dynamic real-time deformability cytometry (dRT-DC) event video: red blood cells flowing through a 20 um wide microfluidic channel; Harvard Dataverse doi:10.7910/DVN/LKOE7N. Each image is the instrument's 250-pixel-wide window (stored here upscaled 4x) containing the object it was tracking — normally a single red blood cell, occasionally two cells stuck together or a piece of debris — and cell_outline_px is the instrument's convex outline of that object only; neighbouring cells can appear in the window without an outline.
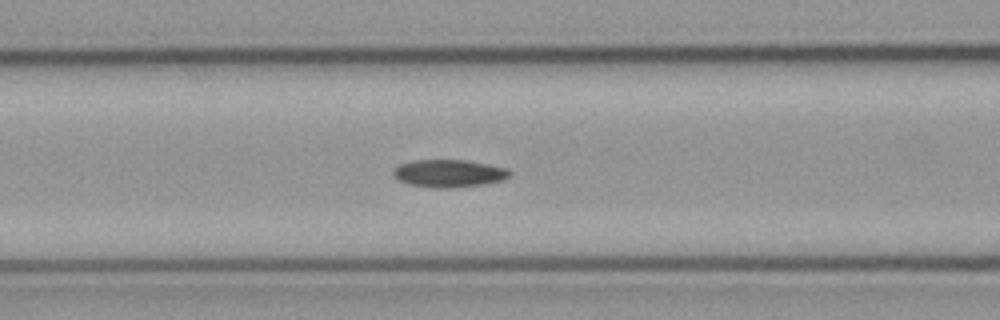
{"species": "common noctule bat (a hibernating species)", "species_latin": "Nyctalus noctula", "temperature_condition": "cold", "stored_images_in_passage": 20, "camera_frame_rate_fps": 3000, "um_per_image_px": 0.085, "animal": {"sex": "male", "body_mass_g": 23.1, "forearm_length_mm": 52.7}, "frame": {"image": 1, "passage_image": 16, "time_ms": 5.0, "image_size_px": [1000, 320], "cell_outline_px": [[512, 172], [504, 180], [484, 184], [456, 188], [436, 188], [408, 184], [400, 180], [392, 172], [400, 164], [412, 160], [464, 160], [488, 164], [508, 168]], "centroid_in_image_um": [38.2, 14.74], "position_along_channel_um": 128.4, "area_um2": 18.73}}